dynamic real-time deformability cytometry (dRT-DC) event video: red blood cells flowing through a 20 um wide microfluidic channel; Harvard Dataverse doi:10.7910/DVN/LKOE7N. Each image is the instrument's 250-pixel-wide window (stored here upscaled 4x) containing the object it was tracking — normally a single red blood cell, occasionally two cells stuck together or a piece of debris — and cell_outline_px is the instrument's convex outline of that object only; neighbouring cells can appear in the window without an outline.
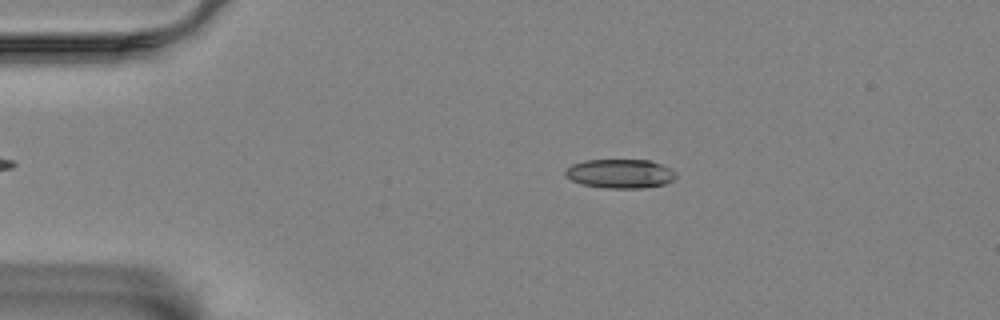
{"species": "Egyptian fruit bat (a non-hibernating species)", "species_latin": "Rousettus aegyptiacus", "temperature_condition": "room temperature", "stored_images_in_passage": 49, "camera_frame_rate_fps": 3000, "um_per_image_px": 0.085, "animal": {"sex": "female"}, "frame": {"image": 1, "passage_image": 3, "time_ms": 0.667, "image_size_px": [1000, 320], "cell_outline_px": [[676, 176], [672, 180], [664, 184], [644, 188], [604, 188], [580, 184], [564, 176], [564, 172], [572, 164], [584, 160], [648, 160], [660, 164], [676, 172]], "centroid_in_image_um": [52.67, 14.76], "position_along_channel_um": 32.3, "area_um2": 18.73}}
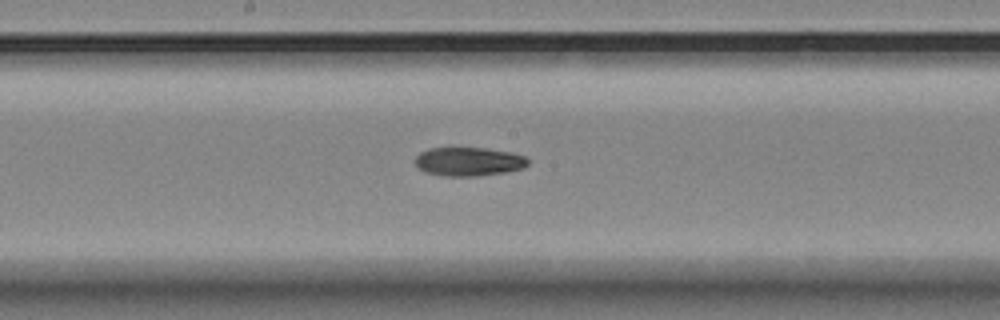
{"frame": {"image": 2, "passage_image": 22, "time_ms": 7.0, "image_size_px": [1000, 320], "cell_outline_px": [[528, 164], [524, 168], [504, 172], [476, 176], [444, 176], [424, 172], [416, 164], [416, 156], [420, 152], [428, 148], [488, 148], [512, 152], [524, 156], [528, 160]], "centroid_in_image_um": [39.84, 13.73], "position_along_channel_um": 208.4, "area_um2": 18.9}}
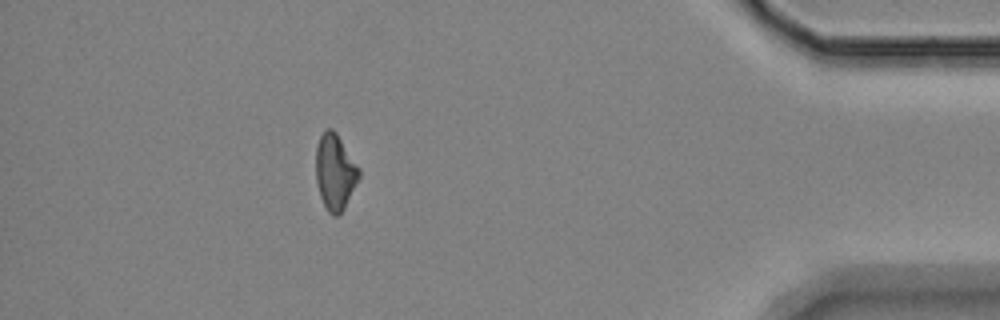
{"frame": {"image": 3, "passage_image": 43, "time_ms": 14.0, "image_size_px": [1000, 320], "cell_outline_px": [[360, 176], [344, 208], [336, 216], [332, 216], [328, 212], [320, 196], [316, 180], [316, 148], [320, 136], [328, 128], [332, 128], [336, 132], [360, 168]], "centroid_in_image_um": [28.48, 14.61], "position_along_channel_um": 406.7, "area_um2": 18.9}, "authors_computed_cell_mechanics": {"area_um2": 19.0162, "velocity_mm_per_s": 3.496, "shape_relaxation_time_tau1_ms": null, "shape_relaxation_time_tau2_ms": 5.1773, "deformation_change_tau1": null, "deformation_change_tau2": 0.1297}}